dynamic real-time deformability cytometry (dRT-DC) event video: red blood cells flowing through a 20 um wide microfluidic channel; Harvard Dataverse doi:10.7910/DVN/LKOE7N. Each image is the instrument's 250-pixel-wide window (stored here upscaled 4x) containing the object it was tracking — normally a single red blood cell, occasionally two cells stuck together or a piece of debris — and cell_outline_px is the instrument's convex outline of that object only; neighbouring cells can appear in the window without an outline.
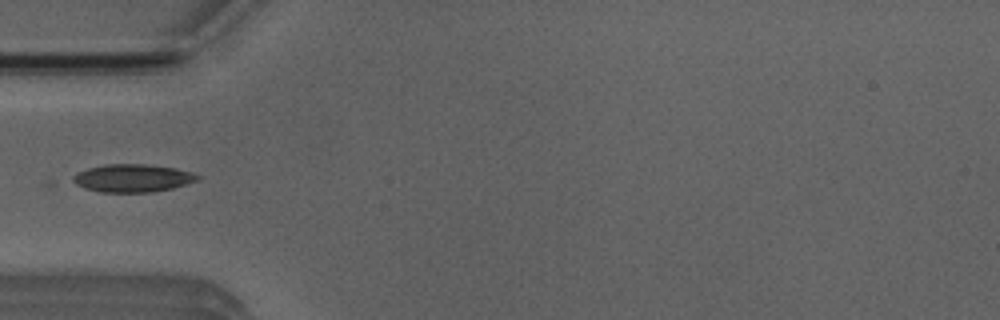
{"species": "Egyptian fruit bat (a non-hibernating species)", "species_latin": "Rousettus aegyptiacus", "temperature_condition": "room temperature", "stored_images_in_passage": 5, "camera_frame_rate_fps": 3000, "um_per_image_px": 0.085, "animal": {"sex": "male"}, "frame": {"image": 1, "passage_image": 5, "time_ms": 4.667, "image_size_px": [1000, 320], "cell_outline_px": [[200, 180], [172, 188], [152, 192], [100, 192], [84, 188], [68, 180], [76, 172], [88, 168], [104, 164], [144, 164], [176, 168], [196, 172], [200, 176]], "centroid_in_image_um": [11.26, 15.13], "position_along_channel_um": 73.7, "area_um2": 20.58}}